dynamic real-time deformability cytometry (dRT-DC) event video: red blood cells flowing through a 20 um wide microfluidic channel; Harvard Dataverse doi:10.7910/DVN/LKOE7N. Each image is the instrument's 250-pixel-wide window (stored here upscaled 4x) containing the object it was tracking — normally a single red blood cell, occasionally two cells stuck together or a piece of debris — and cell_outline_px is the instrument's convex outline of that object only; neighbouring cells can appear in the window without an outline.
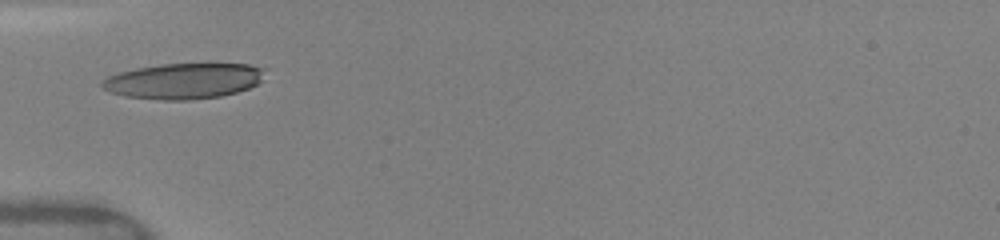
{"species": "human", "species_latin": "Homo sapiens", "temperature_condition": "warm", "stored_images_in_passage": 2, "camera_frame_rate_fps": 3000, "um_per_image_px": 0.085, "donor": {"sex": "female"}, "frame": {"image": 1, "passage_image": 1, "time_ms": 0.0, "image_size_px": [1000, 240], "cell_outline_px": [[264, 80], [248, 88], [236, 92], [220, 96], [188, 100], [164, 100], [124, 96], [108, 92], [100, 88], [100, 80], [108, 76], [120, 72], [136, 68], [160, 64], [248, 64], [264, 68]], "centroid_in_image_um": [15.56, 6.88], "position_along_channel_um": 69.4, "area_um2": 33.99}}